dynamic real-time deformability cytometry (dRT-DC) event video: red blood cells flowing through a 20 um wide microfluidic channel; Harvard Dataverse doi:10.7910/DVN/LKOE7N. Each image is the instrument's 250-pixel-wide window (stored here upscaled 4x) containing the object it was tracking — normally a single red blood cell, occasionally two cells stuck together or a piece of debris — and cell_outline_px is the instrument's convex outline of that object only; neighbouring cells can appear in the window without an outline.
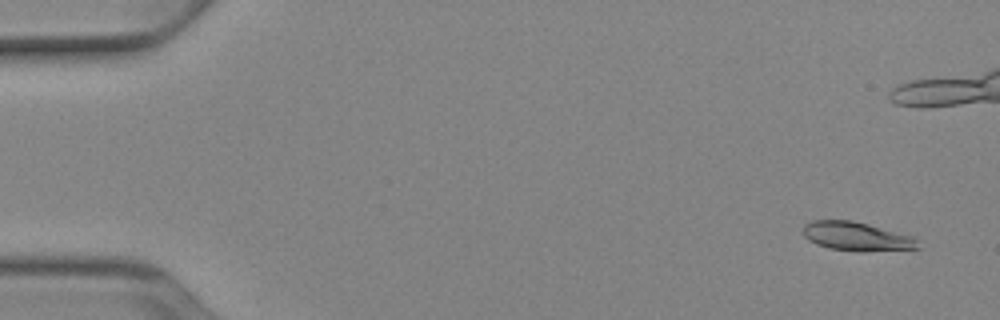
{"species": "Egyptian fruit bat (a non-hibernating species)", "species_latin": "Rousettus aegyptiacus", "temperature_condition": "cold", "stored_images_in_passage": 53, "camera_frame_rate_fps": 3000, "um_per_image_px": 0.085, "animal": {"sex": "female"}, "frame": {"image": 1, "passage_image": 3, "time_ms": 0.667, "image_size_px": [1000, 320], "cell_outline_px": [[920, 248], [864, 252], [860, 252], [828, 248], [816, 244], [808, 240], [804, 236], [804, 224], [812, 220], [852, 220], [868, 224], [912, 236], [916, 240]], "centroid_in_image_um": [72.78, 20.1], "position_along_channel_um": 12.2, "area_um2": 19.31}}
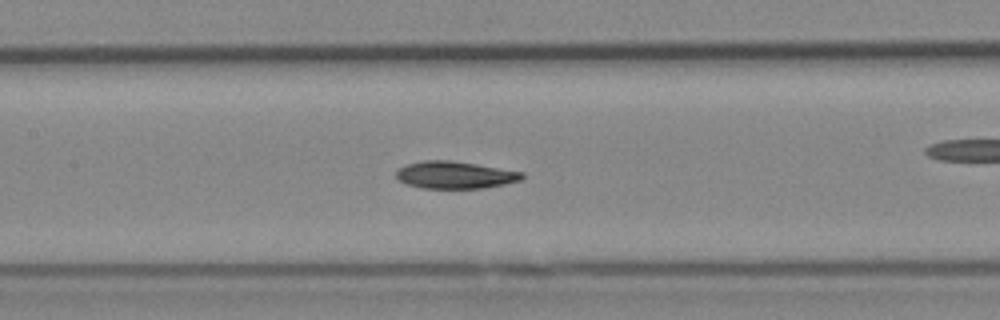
{"frame": {"image": 2, "passage_image": 25, "time_ms": 8.0, "image_size_px": [1000, 320], "cell_outline_px": [[524, 180], [484, 188], [420, 188], [408, 184], [400, 180], [396, 176], [396, 172], [404, 164], [424, 160], [452, 160], [524, 172]], "centroid_in_image_um": [38.7, 14.86], "position_along_channel_um": 168.7, "area_um2": 20.06}}
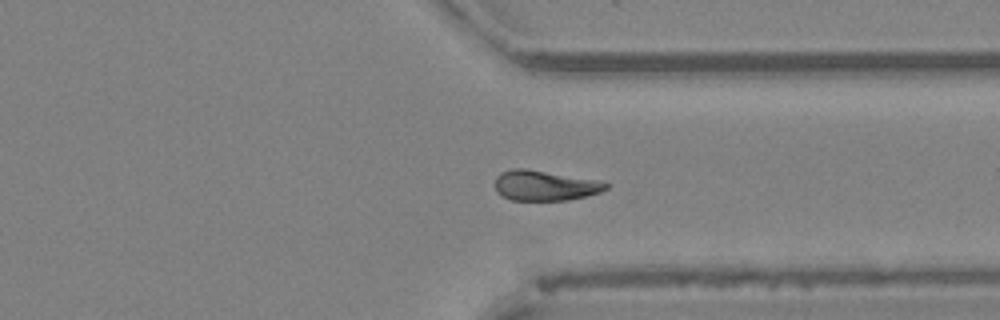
{"frame": {"image": 3, "passage_image": 40, "time_ms": 13.0, "image_size_px": [1000, 320], "cell_outline_px": [[608, 188], [600, 192], [568, 200], [512, 200], [500, 196], [496, 192], [496, 176], [500, 172], [512, 168], [524, 168], [604, 180], [608, 184]], "centroid_in_image_um": [46.32, 15.75], "position_along_channel_um": 365.1, "area_um2": 19.83}, "authors_computed_cell_mechanics": {"area_um2": 19.652, "velocity_mm_per_s": 3.9267, "shape_relaxation_time_tau1_ms": 8.1164, "shape_relaxation_time_tau2_ms": null, "deformation_change_tau1": 0.1753, "deformation_change_tau2": null}}